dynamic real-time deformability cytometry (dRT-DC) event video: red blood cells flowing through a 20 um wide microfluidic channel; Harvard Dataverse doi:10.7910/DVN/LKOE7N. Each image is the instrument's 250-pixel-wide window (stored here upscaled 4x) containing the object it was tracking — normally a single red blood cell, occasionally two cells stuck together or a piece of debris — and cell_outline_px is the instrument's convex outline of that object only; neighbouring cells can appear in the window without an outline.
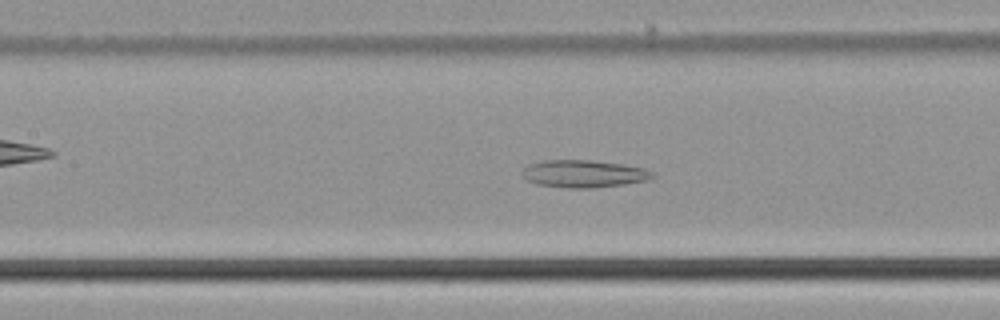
{"species": "common noctule bat (a hibernating species)", "species_latin": "Nyctalus noctula", "temperature_condition": "cold", "stored_images_in_passage": 52, "camera_frame_rate_fps": 3000, "um_per_image_px": 0.085, "animal": {"sex": "male", "body_mass_g": 21.5, "forearm_length_mm": 52.0}, "frame": {"image": 1, "passage_image": 24, "time_ms": 7.667, "image_size_px": [1000, 320], "cell_outline_px": [[656, 176], [648, 180], [624, 184], [592, 188], [568, 188], [536, 184], [528, 180], [520, 172], [528, 164], [544, 160], [592, 160], [624, 164], [644, 168], [652, 172]], "centroid_in_image_um": [49.62, 14.76], "position_along_channel_um": 157.8, "area_um2": 20.92}}
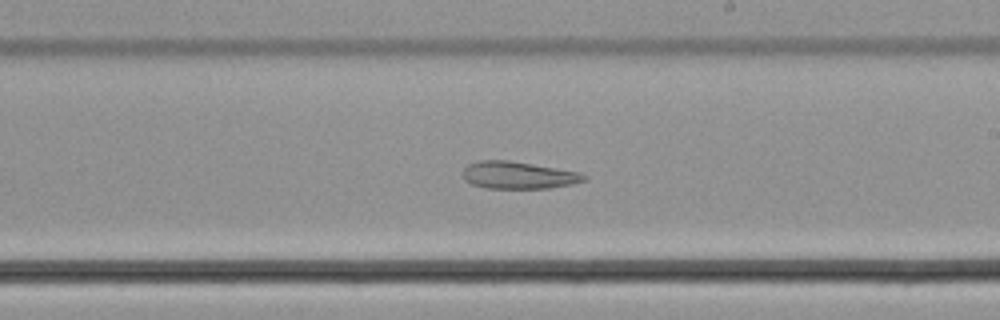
{"frame": {"image": 2, "passage_image": 31, "time_ms": 10.0, "image_size_px": [1000, 320], "cell_outline_px": [[588, 180], [572, 184], [548, 188], [488, 188], [472, 184], [464, 180], [464, 168], [468, 164], [480, 160], [508, 160], [580, 172], [588, 176]], "centroid_in_image_um": [44.09, 14.89], "position_along_channel_um": 244.9, "area_um2": 19.19}}
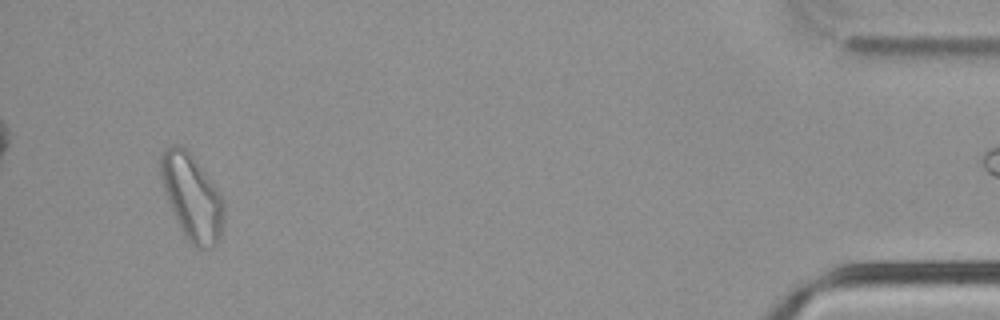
{"frame": {"image": 3, "passage_image": 51, "time_ms": 16.667, "image_size_px": [1000, 320], "cell_outline_px": [[224, 220], [220, 240], [212, 248], [196, 248], [184, 236], [176, 220], [164, 192], [160, 176], [160, 156], [164, 148], [172, 144], [176, 144], [184, 148], [192, 156], [220, 192], [224, 200]], "centroid_in_image_um": [16.32, 16.78], "position_along_channel_um": 418.9, "area_um2": 31.67}}